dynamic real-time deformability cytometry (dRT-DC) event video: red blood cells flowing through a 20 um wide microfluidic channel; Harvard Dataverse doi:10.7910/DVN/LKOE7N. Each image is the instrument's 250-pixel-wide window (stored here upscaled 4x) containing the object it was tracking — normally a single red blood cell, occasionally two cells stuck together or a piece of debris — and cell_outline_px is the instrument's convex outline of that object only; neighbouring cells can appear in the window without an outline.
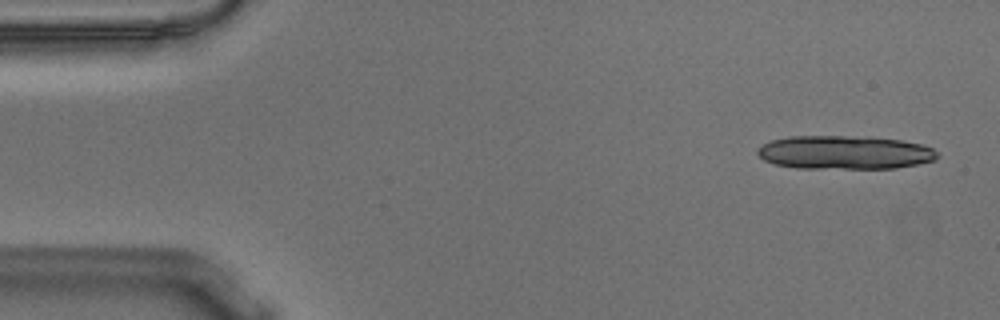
{"species": "Egyptian fruit bat (a non-hibernating species)", "species_latin": "Rousettus aegyptiacus", "temperature_condition": "warm", "stored_images_in_passage": 9, "camera_frame_rate_fps": 3000, "um_per_image_px": 0.085, "animal": {"sex": "male"}, "frame": {"image": 1, "passage_image": 2, "time_ms": 0.333, "image_size_px": [1000, 320], "cell_outline_px": [[940, 156], [936, 160], [896, 168], [796, 168], [776, 164], [764, 160], [756, 152], [756, 148], [772, 140], [788, 136], [844, 136], [900, 140], [920, 144], [932, 148]], "centroid_in_image_um": [71.77, 12.96], "position_along_channel_um": 13.2, "area_um2": 34.97}}